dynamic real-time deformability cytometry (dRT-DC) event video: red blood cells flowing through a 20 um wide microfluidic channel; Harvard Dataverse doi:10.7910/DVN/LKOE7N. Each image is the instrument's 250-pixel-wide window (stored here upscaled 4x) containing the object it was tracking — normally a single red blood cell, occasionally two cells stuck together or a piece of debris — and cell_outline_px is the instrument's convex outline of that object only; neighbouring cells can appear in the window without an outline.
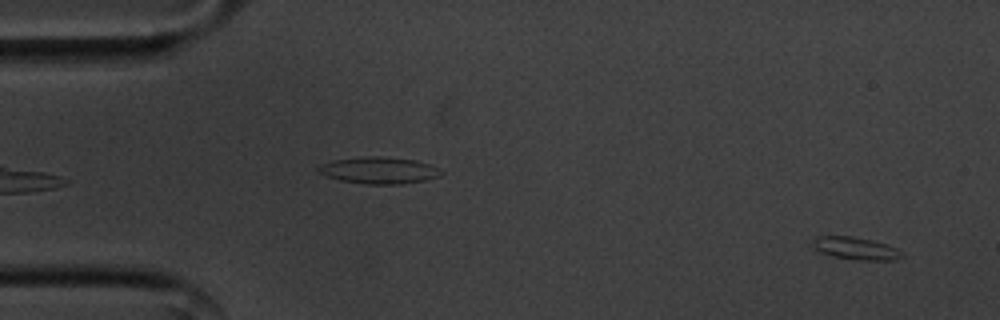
{"species": "common noctule bat (a hibernating species)", "species_latin": "Nyctalus noctula", "temperature_condition": "cold", "stored_images_in_passage": 15, "camera_frame_rate_fps": 3000, "um_per_image_px": 0.085, "animal": {"sex": "male", "body_mass_g": 20.1, "forearm_length_mm": 53.5}, "frame": {"image": 1, "passage_image": 2, "time_ms": 0.333, "image_size_px": [1000, 320], "cell_outline_px": [[904, 256], [896, 260], [860, 260], [832, 256], [820, 252], [812, 244], [812, 240], [816, 236], [852, 236], [872, 240], [888, 244], [904, 252]], "centroid_in_image_um": [72.78, 21.11], "position_along_channel_um": 12.2, "area_um2": 11.79}}
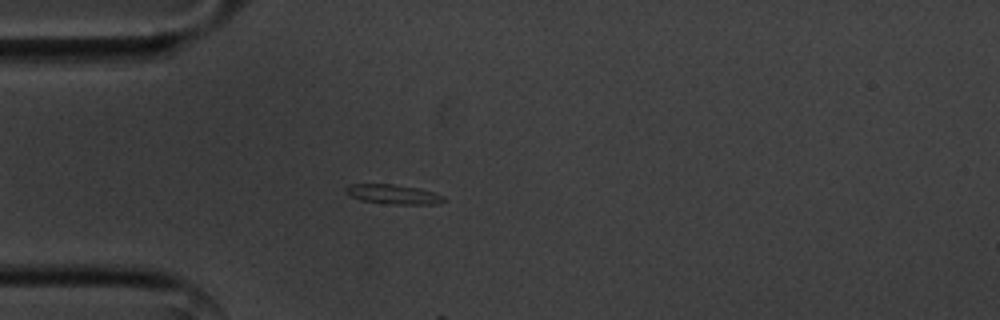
{"frame": {"image": 2, "passage_image": 14, "time_ms": 4.333, "image_size_px": [1000, 320], "cell_outline_px": [[448, 200], [436, 204], [392, 204], [360, 200], [344, 192], [344, 188], [348, 184], [392, 184], [420, 188], [444, 196]], "centroid_in_image_um": [33.43, 16.51], "position_along_channel_um": 51.6, "area_um2": 11.21}}